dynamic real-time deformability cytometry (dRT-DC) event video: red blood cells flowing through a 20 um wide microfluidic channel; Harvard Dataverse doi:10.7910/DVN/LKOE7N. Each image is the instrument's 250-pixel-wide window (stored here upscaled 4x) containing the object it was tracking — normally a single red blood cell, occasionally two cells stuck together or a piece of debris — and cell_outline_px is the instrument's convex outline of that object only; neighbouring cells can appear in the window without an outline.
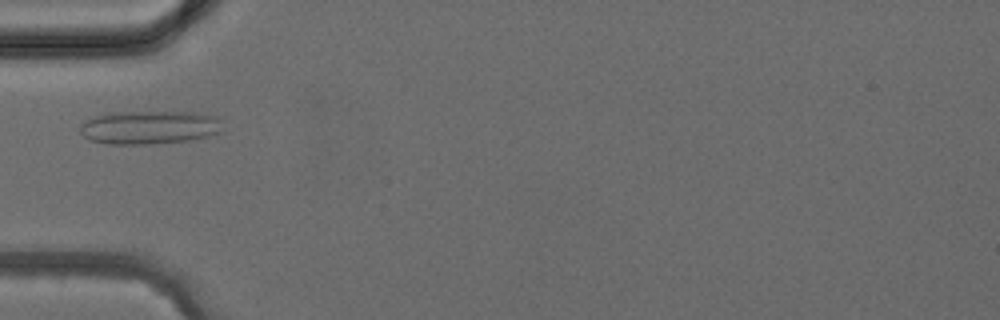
{"species": "common noctule bat (a hibernating species)", "species_latin": "Nyctalus noctula", "temperature_condition": "cold", "stored_images_in_passage": 2, "camera_frame_rate_fps": 3000, "um_per_image_px": 0.085, "animal": {"sex": "female", "body_mass_g": 24.6, "forearm_length_mm": 56.2}, "frame": {"image": 1, "passage_image": 2, "time_ms": 1.0, "image_size_px": [1000, 320], "cell_outline_px": [[220, 132], [188, 140], [148, 144], [108, 144], [88, 140], [80, 132], [80, 124], [84, 120], [108, 112], [196, 112], [216, 116], [220, 120]], "centroid_in_image_um": [12.62, 10.82], "position_along_channel_um": 72.4, "area_um2": 27.74}}